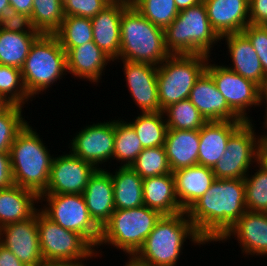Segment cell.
<instances>
[{"instance_id":"4316f807","label":"cell","mask_w":267,"mask_h":266,"mask_svg":"<svg viewBox=\"0 0 267 266\" xmlns=\"http://www.w3.org/2000/svg\"><path fill=\"white\" fill-rule=\"evenodd\" d=\"M36 203L40 197L18 185L0 189V228L32 217L39 210Z\"/></svg>"},{"instance_id":"3957f363","label":"cell","mask_w":267,"mask_h":266,"mask_svg":"<svg viewBox=\"0 0 267 266\" xmlns=\"http://www.w3.org/2000/svg\"><path fill=\"white\" fill-rule=\"evenodd\" d=\"M29 123L17 134L10 147L14 185L33 191L39 197L46 191L53 156Z\"/></svg>"},{"instance_id":"44dd1931","label":"cell","mask_w":267,"mask_h":266,"mask_svg":"<svg viewBox=\"0 0 267 266\" xmlns=\"http://www.w3.org/2000/svg\"><path fill=\"white\" fill-rule=\"evenodd\" d=\"M107 169H97L83 192L90 217L102 228L115 211L113 183Z\"/></svg>"},{"instance_id":"c3c4849f","label":"cell","mask_w":267,"mask_h":266,"mask_svg":"<svg viewBox=\"0 0 267 266\" xmlns=\"http://www.w3.org/2000/svg\"><path fill=\"white\" fill-rule=\"evenodd\" d=\"M91 259H76V260H51L44 261L40 266H86L83 261Z\"/></svg>"},{"instance_id":"bcb514c9","label":"cell","mask_w":267,"mask_h":266,"mask_svg":"<svg viewBox=\"0 0 267 266\" xmlns=\"http://www.w3.org/2000/svg\"><path fill=\"white\" fill-rule=\"evenodd\" d=\"M0 266H26L8 248L0 244Z\"/></svg>"},{"instance_id":"ba28073f","label":"cell","mask_w":267,"mask_h":266,"mask_svg":"<svg viewBox=\"0 0 267 266\" xmlns=\"http://www.w3.org/2000/svg\"><path fill=\"white\" fill-rule=\"evenodd\" d=\"M209 58L201 54H171L158 66V101L162 111L189 98L197 79L206 70Z\"/></svg>"},{"instance_id":"cb8c5ba5","label":"cell","mask_w":267,"mask_h":266,"mask_svg":"<svg viewBox=\"0 0 267 266\" xmlns=\"http://www.w3.org/2000/svg\"><path fill=\"white\" fill-rule=\"evenodd\" d=\"M245 121H207L199 130L198 165L213 168L224 155L230 136Z\"/></svg>"},{"instance_id":"7bdbcfd3","label":"cell","mask_w":267,"mask_h":266,"mask_svg":"<svg viewBox=\"0 0 267 266\" xmlns=\"http://www.w3.org/2000/svg\"><path fill=\"white\" fill-rule=\"evenodd\" d=\"M242 33L249 39L255 49L262 69L267 76V31L262 25L249 24Z\"/></svg>"},{"instance_id":"9a60e30c","label":"cell","mask_w":267,"mask_h":266,"mask_svg":"<svg viewBox=\"0 0 267 266\" xmlns=\"http://www.w3.org/2000/svg\"><path fill=\"white\" fill-rule=\"evenodd\" d=\"M0 244L26 266H40L44 259L39 244L37 212L26 220L1 227Z\"/></svg>"},{"instance_id":"30bf717a","label":"cell","mask_w":267,"mask_h":266,"mask_svg":"<svg viewBox=\"0 0 267 266\" xmlns=\"http://www.w3.org/2000/svg\"><path fill=\"white\" fill-rule=\"evenodd\" d=\"M255 130L254 123L247 121L230 136L224 155L212 168L216 179H244L258 163L262 136Z\"/></svg>"},{"instance_id":"8992f818","label":"cell","mask_w":267,"mask_h":266,"mask_svg":"<svg viewBox=\"0 0 267 266\" xmlns=\"http://www.w3.org/2000/svg\"><path fill=\"white\" fill-rule=\"evenodd\" d=\"M66 73V52L59 40L55 35L41 34L32 44L21 68L26 92L31 99L36 95L39 97Z\"/></svg>"},{"instance_id":"7402d4cb","label":"cell","mask_w":267,"mask_h":266,"mask_svg":"<svg viewBox=\"0 0 267 266\" xmlns=\"http://www.w3.org/2000/svg\"><path fill=\"white\" fill-rule=\"evenodd\" d=\"M127 8L117 2H111L91 19L93 42L113 62L119 57L121 40L120 22L122 13Z\"/></svg>"},{"instance_id":"4fadbf2b","label":"cell","mask_w":267,"mask_h":266,"mask_svg":"<svg viewBox=\"0 0 267 266\" xmlns=\"http://www.w3.org/2000/svg\"><path fill=\"white\" fill-rule=\"evenodd\" d=\"M114 139V120L111 119L82 127L70 140L68 148L83 161L102 169V164L113 160Z\"/></svg>"},{"instance_id":"f1b7e54d","label":"cell","mask_w":267,"mask_h":266,"mask_svg":"<svg viewBox=\"0 0 267 266\" xmlns=\"http://www.w3.org/2000/svg\"><path fill=\"white\" fill-rule=\"evenodd\" d=\"M110 173L115 209H131L144 205L143 179L131 167L118 166Z\"/></svg>"},{"instance_id":"836d02e7","label":"cell","mask_w":267,"mask_h":266,"mask_svg":"<svg viewBox=\"0 0 267 266\" xmlns=\"http://www.w3.org/2000/svg\"><path fill=\"white\" fill-rule=\"evenodd\" d=\"M67 53L71 48L93 41L90 18L65 16L60 29L54 34Z\"/></svg>"},{"instance_id":"d6986e66","label":"cell","mask_w":267,"mask_h":266,"mask_svg":"<svg viewBox=\"0 0 267 266\" xmlns=\"http://www.w3.org/2000/svg\"><path fill=\"white\" fill-rule=\"evenodd\" d=\"M221 40H225L229 57L232 60L230 62H233L225 66L264 89L267 86V76L249 39L240 32L223 35Z\"/></svg>"},{"instance_id":"277c9868","label":"cell","mask_w":267,"mask_h":266,"mask_svg":"<svg viewBox=\"0 0 267 266\" xmlns=\"http://www.w3.org/2000/svg\"><path fill=\"white\" fill-rule=\"evenodd\" d=\"M120 52L114 60L148 63L159 66L171 54L165 45L164 29L144 18L134 7L121 16Z\"/></svg>"},{"instance_id":"d590c367","label":"cell","mask_w":267,"mask_h":266,"mask_svg":"<svg viewBox=\"0 0 267 266\" xmlns=\"http://www.w3.org/2000/svg\"><path fill=\"white\" fill-rule=\"evenodd\" d=\"M254 167H258L256 172L244 178L246 209L267 213V168L260 161Z\"/></svg>"},{"instance_id":"2e32d148","label":"cell","mask_w":267,"mask_h":266,"mask_svg":"<svg viewBox=\"0 0 267 266\" xmlns=\"http://www.w3.org/2000/svg\"><path fill=\"white\" fill-rule=\"evenodd\" d=\"M123 63V74L133 102L140 113L162 111L158 101V66L120 60Z\"/></svg>"},{"instance_id":"5bb4252c","label":"cell","mask_w":267,"mask_h":266,"mask_svg":"<svg viewBox=\"0 0 267 266\" xmlns=\"http://www.w3.org/2000/svg\"><path fill=\"white\" fill-rule=\"evenodd\" d=\"M97 168L70 151L53 157L48 186L43 194H83Z\"/></svg>"},{"instance_id":"d6a6232c","label":"cell","mask_w":267,"mask_h":266,"mask_svg":"<svg viewBox=\"0 0 267 266\" xmlns=\"http://www.w3.org/2000/svg\"><path fill=\"white\" fill-rule=\"evenodd\" d=\"M63 0H34L31 22L40 34L54 35L64 20Z\"/></svg>"},{"instance_id":"8d00e7d4","label":"cell","mask_w":267,"mask_h":266,"mask_svg":"<svg viewBox=\"0 0 267 266\" xmlns=\"http://www.w3.org/2000/svg\"><path fill=\"white\" fill-rule=\"evenodd\" d=\"M0 99L5 104H15L22 107L28 104L27 101L33 100L25 90L21 69L0 65Z\"/></svg>"},{"instance_id":"7dc6e473","label":"cell","mask_w":267,"mask_h":266,"mask_svg":"<svg viewBox=\"0 0 267 266\" xmlns=\"http://www.w3.org/2000/svg\"><path fill=\"white\" fill-rule=\"evenodd\" d=\"M33 1L34 0H9V3L18 13L31 16Z\"/></svg>"},{"instance_id":"603a6c76","label":"cell","mask_w":267,"mask_h":266,"mask_svg":"<svg viewBox=\"0 0 267 266\" xmlns=\"http://www.w3.org/2000/svg\"><path fill=\"white\" fill-rule=\"evenodd\" d=\"M66 61L67 74L92 84L100 82L106 66L113 62L93 41L71 48L66 53Z\"/></svg>"},{"instance_id":"ac0fdd59","label":"cell","mask_w":267,"mask_h":266,"mask_svg":"<svg viewBox=\"0 0 267 266\" xmlns=\"http://www.w3.org/2000/svg\"><path fill=\"white\" fill-rule=\"evenodd\" d=\"M206 121H243L228 105L205 70L194 84L188 98Z\"/></svg>"},{"instance_id":"f35d334b","label":"cell","mask_w":267,"mask_h":266,"mask_svg":"<svg viewBox=\"0 0 267 266\" xmlns=\"http://www.w3.org/2000/svg\"><path fill=\"white\" fill-rule=\"evenodd\" d=\"M15 104H5L0 108V152L9 153L17 134L28 123L22 109Z\"/></svg>"},{"instance_id":"4dcf8cb0","label":"cell","mask_w":267,"mask_h":266,"mask_svg":"<svg viewBox=\"0 0 267 266\" xmlns=\"http://www.w3.org/2000/svg\"><path fill=\"white\" fill-rule=\"evenodd\" d=\"M128 123L133 127L143 148L164 146L168 128L163 111L138 113Z\"/></svg>"},{"instance_id":"83f0119b","label":"cell","mask_w":267,"mask_h":266,"mask_svg":"<svg viewBox=\"0 0 267 266\" xmlns=\"http://www.w3.org/2000/svg\"><path fill=\"white\" fill-rule=\"evenodd\" d=\"M144 205L162 215H173L184 211L176 197L173 172L143 179Z\"/></svg>"},{"instance_id":"484cf974","label":"cell","mask_w":267,"mask_h":266,"mask_svg":"<svg viewBox=\"0 0 267 266\" xmlns=\"http://www.w3.org/2000/svg\"><path fill=\"white\" fill-rule=\"evenodd\" d=\"M199 130L167 129L164 148L171 171L198 165Z\"/></svg>"},{"instance_id":"11a10c76","label":"cell","mask_w":267,"mask_h":266,"mask_svg":"<svg viewBox=\"0 0 267 266\" xmlns=\"http://www.w3.org/2000/svg\"><path fill=\"white\" fill-rule=\"evenodd\" d=\"M8 6H10L9 0H0V14L2 10Z\"/></svg>"},{"instance_id":"9f6ffc18","label":"cell","mask_w":267,"mask_h":266,"mask_svg":"<svg viewBox=\"0 0 267 266\" xmlns=\"http://www.w3.org/2000/svg\"><path fill=\"white\" fill-rule=\"evenodd\" d=\"M5 103L0 99V108L3 107Z\"/></svg>"},{"instance_id":"6da1fadb","label":"cell","mask_w":267,"mask_h":266,"mask_svg":"<svg viewBox=\"0 0 267 266\" xmlns=\"http://www.w3.org/2000/svg\"><path fill=\"white\" fill-rule=\"evenodd\" d=\"M246 211L244 179H215L186 213L209 244L218 242Z\"/></svg>"},{"instance_id":"1f68e13d","label":"cell","mask_w":267,"mask_h":266,"mask_svg":"<svg viewBox=\"0 0 267 266\" xmlns=\"http://www.w3.org/2000/svg\"><path fill=\"white\" fill-rule=\"evenodd\" d=\"M113 160L121 162V167H130L143 151L142 144L133 127L123 119L114 120Z\"/></svg>"},{"instance_id":"5b68a950","label":"cell","mask_w":267,"mask_h":266,"mask_svg":"<svg viewBox=\"0 0 267 266\" xmlns=\"http://www.w3.org/2000/svg\"><path fill=\"white\" fill-rule=\"evenodd\" d=\"M164 34L170 54H201L211 57L215 43L217 45L221 42V37L210 24L203 2L179 11Z\"/></svg>"},{"instance_id":"816d5d0a","label":"cell","mask_w":267,"mask_h":266,"mask_svg":"<svg viewBox=\"0 0 267 266\" xmlns=\"http://www.w3.org/2000/svg\"><path fill=\"white\" fill-rule=\"evenodd\" d=\"M259 161L267 168V138L261 139Z\"/></svg>"},{"instance_id":"e575fe53","label":"cell","mask_w":267,"mask_h":266,"mask_svg":"<svg viewBox=\"0 0 267 266\" xmlns=\"http://www.w3.org/2000/svg\"><path fill=\"white\" fill-rule=\"evenodd\" d=\"M163 113L168 129L200 130L207 122L189 99L169 105Z\"/></svg>"},{"instance_id":"ee69618b","label":"cell","mask_w":267,"mask_h":266,"mask_svg":"<svg viewBox=\"0 0 267 266\" xmlns=\"http://www.w3.org/2000/svg\"><path fill=\"white\" fill-rule=\"evenodd\" d=\"M267 22V0H249V24L263 25Z\"/></svg>"},{"instance_id":"f546056e","label":"cell","mask_w":267,"mask_h":266,"mask_svg":"<svg viewBox=\"0 0 267 266\" xmlns=\"http://www.w3.org/2000/svg\"><path fill=\"white\" fill-rule=\"evenodd\" d=\"M40 33H20L0 28V65L22 68Z\"/></svg>"},{"instance_id":"60d3db41","label":"cell","mask_w":267,"mask_h":266,"mask_svg":"<svg viewBox=\"0 0 267 266\" xmlns=\"http://www.w3.org/2000/svg\"><path fill=\"white\" fill-rule=\"evenodd\" d=\"M110 3V0H63V13L92 19Z\"/></svg>"},{"instance_id":"9c48e42d","label":"cell","mask_w":267,"mask_h":266,"mask_svg":"<svg viewBox=\"0 0 267 266\" xmlns=\"http://www.w3.org/2000/svg\"><path fill=\"white\" fill-rule=\"evenodd\" d=\"M40 210L52 221L82 235L95 249L101 228L90 217L83 194H42Z\"/></svg>"},{"instance_id":"db71d44e","label":"cell","mask_w":267,"mask_h":266,"mask_svg":"<svg viewBox=\"0 0 267 266\" xmlns=\"http://www.w3.org/2000/svg\"><path fill=\"white\" fill-rule=\"evenodd\" d=\"M124 266H146V265L137 262L133 257H128L127 262L125 263Z\"/></svg>"},{"instance_id":"7a4b0ae2","label":"cell","mask_w":267,"mask_h":266,"mask_svg":"<svg viewBox=\"0 0 267 266\" xmlns=\"http://www.w3.org/2000/svg\"><path fill=\"white\" fill-rule=\"evenodd\" d=\"M206 245L186 211L162 215L133 258L146 266H177L184 242Z\"/></svg>"},{"instance_id":"52a82bcc","label":"cell","mask_w":267,"mask_h":266,"mask_svg":"<svg viewBox=\"0 0 267 266\" xmlns=\"http://www.w3.org/2000/svg\"><path fill=\"white\" fill-rule=\"evenodd\" d=\"M161 217L159 211L145 205L131 209H115L101 228L97 254L99 255L100 246L110 245L121 250L126 256L133 257Z\"/></svg>"},{"instance_id":"f907efd6","label":"cell","mask_w":267,"mask_h":266,"mask_svg":"<svg viewBox=\"0 0 267 266\" xmlns=\"http://www.w3.org/2000/svg\"><path fill=\"white\" fill-rule=\"evenodd\" d=\"M203 0H175L176 7L179 11L202 3Z\"/></svg>"},{"instance_id":"681fc988","label":"cell","mask_w":267,"mask_h":266,"mask_svg":"<svg viewBox=\"0 0 267 266\" xmlns=\"http://www.w3.org/2000/svg\"><path fill=\"white\" fill-rule=\"evenodd\" d=\"M264 103V104H263ZM261 105L266 108L265 109V116H263L264 118V126H263V129L265 128L267 130V86L264 88V89H261ZM262 133V138H267V131L266 132H261Z\"/></svg>"},{"instance_id":"74e56055","label":"cell","mask_w":267,"mask_h":266,"mask_svg":"<svg viewBox=\"0 0 267 266\" xmlns=\"http://www.w3.org/2000/svg\"><path fill=\"white\" fill-rule=\"evenodd\" d=\"M130 167L142 179L172 173L164 146L144 148Z\"/></svg>"},{"instance_id":"f5cc1de1","label":"cell","mask_w":267,"mask_h":266,"mask_svg":"<svg viewBox=\"0 0 267 266\" xmlns=\"http://www.w3.org/2000/svg\"><path fill=\"white\" fill-rule=\"evenodd\" d=\"M141 0H113V2H117L122 4L125 7H135Z\"/></svg>"},{"instance_id":"8fae6325","label":"cell","mask_w":267,"mask_h":266,"mask_svg":"<svg viewBox=\"0 0 267 266\" xmlns=\"http://www.w3.org/2000/svg\"><path fill=\"white\" fill-rule=\"evenodd\" d=\"M37 228L44 261L90 259L100 256L82 235L64 229L40 209L37 211Z\"/></svg>"},{"instance_id":"f6af8a7d","label":"cell","mask_w":267,"mask_h":266,"mask_svg":"<svg viewBox=\"0 0 267 266\" xmlns=\"http://www.w3.org/2000/svg\"><path fill=\"white\" fill-rule=\"evenodd\" d=\"M13 185L10 154L0 152V189H5Z\"/></svg>"},{"instance_id":"ffe728a7","label":"cell","mask_w":267,"mask_h":266,"mask_svg":"<svg viewBox=\"0 0 267 266\" xmlns=\"http://www.w3.org/2000/svg\"><path fill=\"white\" fill-rule=\"evenodd\" d=\"M212 28L221 37L249 25V0H203Z\"/></svg>"},{"instance_id":"b9f144b4","label":"cell","mask_w":267,"mask_h":266,"mask_svg":"<svg viewBox=\"0 0 267 266\" xmlns=\"http://www.w3.org/2000/svg\"><path fill=\"white\" fill-rule=\"evenodd\" d=\"M0 28L20 33H39L34 30L30 16L18 13L12 6L4 8L0 14Z\"/></svg>"},{"instance_id":"ab89813d","label":"cell","mask_w":267,"mask_h":266,"mask_svg":"<svg viewBox=\"0 0 267 266\" xmlns=\"http://www.w3.org/2000/svg\"><path fill=\"white\" fill-rule=\"evenodd\" d=\"M134 8L152 24L164 30L179 14L175 0H141Z\"/></svg>"},{"instance_id":"d4e9b609","label":"cell","mask_w":267,"mask_h":266,"mask_svg":"<svg viewBox=\"0 0 267 266\" xmlns=\"http://www.w3.org/2000/svg\"><path fill=\"white\" fill-rule=\"evenodd\" d=\"M175 192L181 208L186 211L215 181L212 168L196 165L173 172Z\"/></svg>"},{"instance_id":"e0dca14e","label":"cell","mask_w":267,"mask_h":266,"mask_svg":"<svg viewBox=\"0 0 267 266\" xmlns=\"http://www.w3.org/2000/svg\"><path fill=\"white\" fill-rule=\"evenodd\" d=\"M237 239L241 254L267 256V213L246 211L219 240Z\"/></svg>"},{"instance_id":"7c38bea8","label":"cell","mask_w":267,"mask_h":266,"mask_svg":"<svg viewBox=\"0 0 267 266\" xmlns=\"http://www.w3.org/2000/svg\"><path fill=\"white\" fill-rule=\"evenodd\" d=\"M211 62L210 58L206 65V71L213 78L217 89L225 97L229 107L243 121H253L248 112L253 106H261V88L251 80L230 70L223 63L218 65V63L212 64Z\"/></svg>"},{"instance_id":"6f0895ef","label":"cell","mask_w":267,"mask_h":266,"mask_svg":"<svg viewBox=\"0 0 267 266\" xmlns=\"http://www.w3.org/2000/svg\"><path fill=\"white\" fill-rule=\"evenodd\" d=\"M264 29L267 31V22H265L263 25Z\"/></svg>"}]
</instances>
